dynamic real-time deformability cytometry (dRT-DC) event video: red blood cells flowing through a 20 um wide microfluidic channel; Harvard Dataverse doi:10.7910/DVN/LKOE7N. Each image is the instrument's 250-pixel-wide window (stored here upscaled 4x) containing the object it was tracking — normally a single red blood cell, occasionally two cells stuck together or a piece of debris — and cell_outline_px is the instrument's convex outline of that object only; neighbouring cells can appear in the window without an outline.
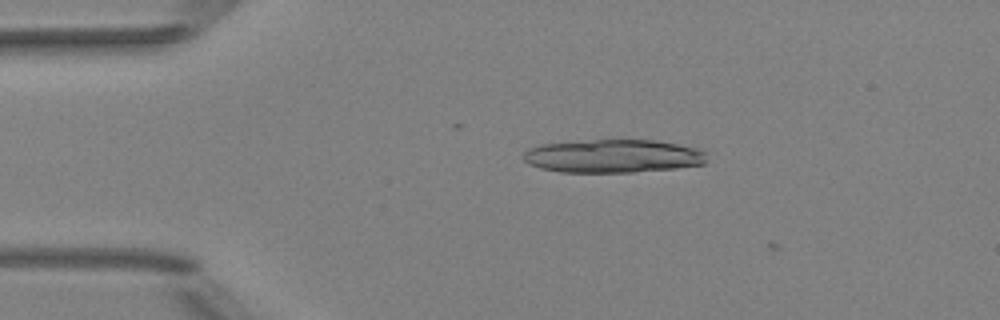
{"species": "Egyptian fruit bat (a non-hibernating species)", "species_latin": "Rousettus aegyptiacus", "temperature_condition": "room temperature", "stored_images_in_passage": 10, "camera_frame_rate_fps": 3000, "um_per_image_px": 0.085, "animal": {"sex": "female"}, "frame": {"image": 1, "passage_image": 9, "time_ms": 2.667, "image_size_px": [1000, 320], "cell_outline_px": [[704, 164], [676, 168], [636, 172], [560, 172], [540, 168], [528, 164], [524, 160], [524, 152], [528, 148], [540, 144], [592, 140], [656, 140], [696, 148], [704, 152]], "centroid_in_image_um": [52.06, 13.27], "position_along_channel_um": 32.9, "area_um2": 35.43}}